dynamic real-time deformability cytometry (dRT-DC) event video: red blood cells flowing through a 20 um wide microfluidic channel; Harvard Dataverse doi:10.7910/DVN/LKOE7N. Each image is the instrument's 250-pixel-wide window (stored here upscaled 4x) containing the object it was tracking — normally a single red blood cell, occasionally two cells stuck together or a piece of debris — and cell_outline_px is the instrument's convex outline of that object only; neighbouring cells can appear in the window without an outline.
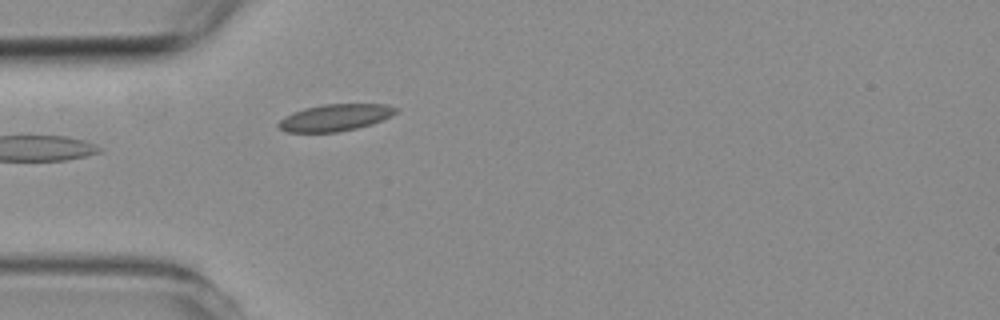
{"species": "common noctule bat (a hibernating species)", "species_latin": "Nyctalus noctula", "temperature_condition": "room temperature", "stored_images_in_passage": 1, "camera_frame_rate_fps": 3000, "um_per_image_px": 0.085, "animal": {"sex": "female", "body_mass_g": 19.3, "forearm_length_mm": 54.1}, "frame": {"image": 1, "passage_image": 1, "time_ms": 0.0, "image_size_px": [1000, 320], "cell_outline_px": [[396, 112], [392, 116], [372, 124], [356, 128], [336, 132], [288, 132], [280, 128], [276, 124], [284, 116], [292, 112], [304, 108], [324, 104], [384, 104], [396, 108]], "centroid_in_image_um": [28.46, 9.99], "position_along_channel_um": 56.5, "area_um2": 18.26}}